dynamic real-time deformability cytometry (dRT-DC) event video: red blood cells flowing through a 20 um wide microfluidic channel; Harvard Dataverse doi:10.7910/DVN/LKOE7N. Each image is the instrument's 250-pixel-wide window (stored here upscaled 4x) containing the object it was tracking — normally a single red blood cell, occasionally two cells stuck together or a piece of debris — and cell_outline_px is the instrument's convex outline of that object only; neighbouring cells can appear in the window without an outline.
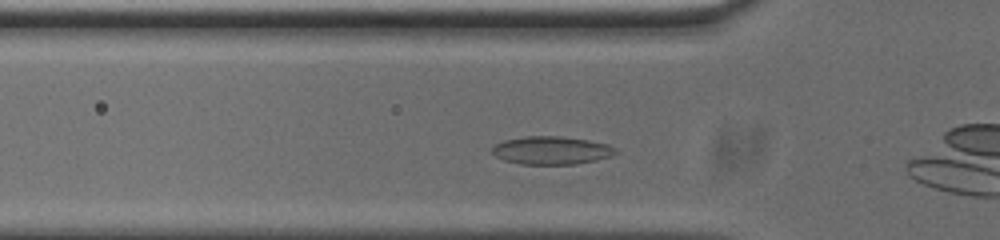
{"species": "common noctule bat (a hibernating species)", "species_latin": "Nyctalus noctula", "temperature_condition": "cold", "stored_images_in_passage": 33, "camera_frame_rate_fps": 3000, "um_per_image_px": 0.085, "animal": {"sex": "male", "body_mass_g": 20.0, "forearm_length_mm": 53.3}, "frame": {"image": 1, "passage_image": 3, "time_ms": 0.667, "image_size_px": [1000, 240], "cell_outline_px": [[620, 152], [612, 156], [596, 160], [576, 164], [520, 164], [504, 160], [496, 156], [492, 152], [492, 148], [496, 144], [504, 140], [524, 136], [560, 136], [588, 140], [608, 144], [616, 148]], "centroid_in_image_um": [46.91, 12.78], "position_along_channel_um": 78.9, "area_um2": 20.29}}
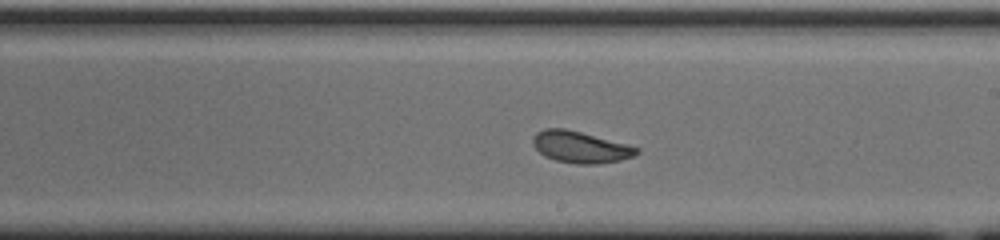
{"frame": {"image": 2, "passage_image": 16, "time_ms": 5.0, "image_size_px": [1000, 240], "cell_outline_px": [[640, 152], [632, 156], [620, 160], [600, 164], [576, 164], [556, 160], [544, 156], [532, 144], [532, 136], [536, 132], [544, 128], [564, 128], [628, 144], [640, 148]], "centroid_in_image_um": [49.32, 12.5], "position_along_channel_um": 239.7, "area_um2": 19.13}}
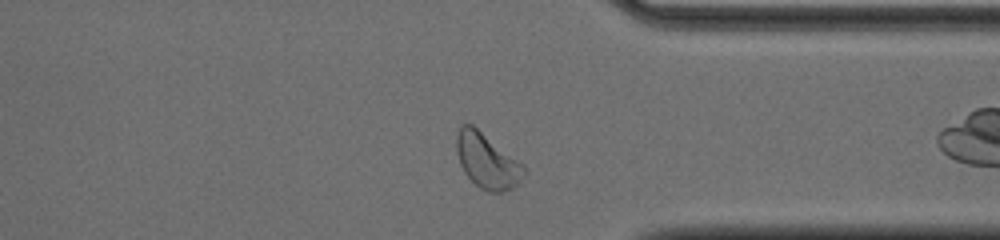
{"frame": {"image": 3, "passage_image": 27, "time_ms": 8.667, "image_size_px": [1000, 240], "cell_outline_px": [[524, 176], [520, 184], [512, 188], [500, 192], [488, 192], [480, 188], [464, 172], [460, 164], [456, 152], [456, 136], [460, 128], [464, 124], [472, 124], [524, 164]], "centroid_in_image_um": [41.41, 13.69], "position_along_channel_um": 370.0, "area_um2": 21.56}, "authors_computed_cell_mechanics": {"area_um2": 19.1318, "velocity_mm_per_s": 3.7113, "shape_relaxation_time_tau1_ms": 3.2085, "shape_relaxation_time_tau2_ms": 7.9709, "deformation_change_tau1": 0.0899, "deformation_change_tau2": 0.1313}}